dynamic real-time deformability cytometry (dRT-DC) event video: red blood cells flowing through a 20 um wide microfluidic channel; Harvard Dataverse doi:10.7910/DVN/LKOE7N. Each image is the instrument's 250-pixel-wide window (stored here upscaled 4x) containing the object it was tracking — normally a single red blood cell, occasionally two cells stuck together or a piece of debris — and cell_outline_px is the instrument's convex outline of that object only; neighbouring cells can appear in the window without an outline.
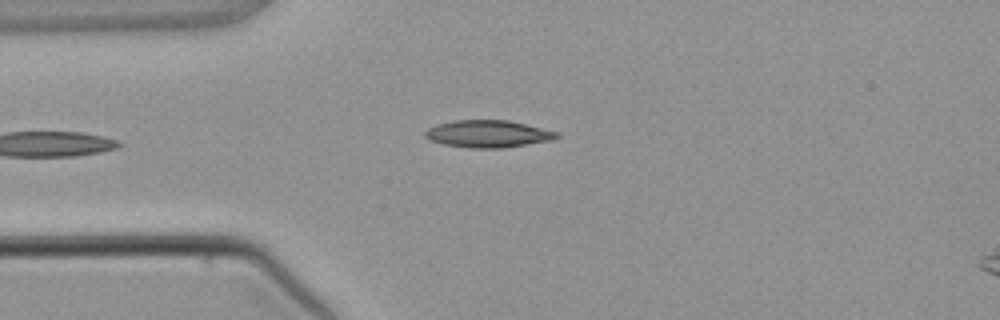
{"species": "common noctule bat (a hibernating species)", "species_latin": "Nyctalus noctula", "temperature_condition": "warm", "stored_images_in_passage": 1, "camera_frame_rate_fps": 3000, "um_per_image_px": 0.085, "animal": {"sex": "male", "body_mass_g": 21.5, "forearm_length_mm": 52.0}, "frame": {"image": 1, "passage_image": 1, "time_ms": 0.0, "image_size_px": [1000, 320], "cell_outline_px": [[560, 136], [552, 140], [500, 148], [472, 148], [444, 144], [428, 140], [424, 136], [424, 132], [428, 128], [436, 124], [452, 120], [508, 120], [560, 132]], "centroid_in_image_um": [41.46, 11.37], "position_along_channel_um": 43.5, "area_um2": 20.92}}